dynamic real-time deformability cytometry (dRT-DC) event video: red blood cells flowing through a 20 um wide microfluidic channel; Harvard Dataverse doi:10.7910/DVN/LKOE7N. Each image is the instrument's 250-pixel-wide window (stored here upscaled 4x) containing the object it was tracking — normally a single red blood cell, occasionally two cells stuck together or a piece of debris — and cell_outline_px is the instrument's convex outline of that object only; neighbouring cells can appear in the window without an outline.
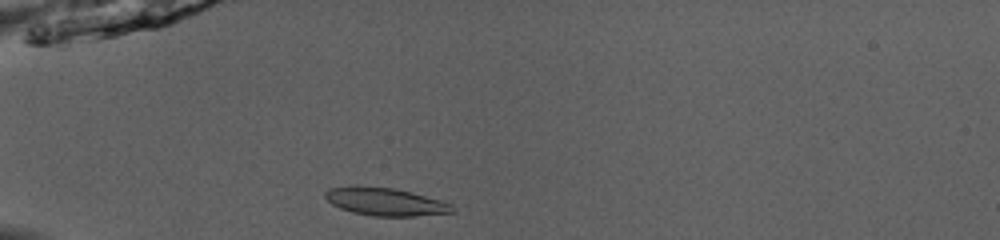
{"species": "common noctule bat (a hibernating species)", "species_latin": "Nyctalus noctula", "temperature_condition": "room temperature", "stored_images_in_passage": 35, "camera_frame_rate_fps": 3000, "um_per_image_px": 0.085, "animal": {"sex": "male", "body_mass_g": 13.0, "forearm_length_mm": 53.1}, "frame": {"image": 1, "passage_image": 1, "time_ms": 0.0, "image_size_px": [1000, 240], "cell_outline_px": [[456, 212], [416, 216], [372, 216], [352, 212], [340, 208], [332, 204], [324, 196], [324, 192], [328, 188], [356, 184], [392, 188], [412, 192], [440, 200], [452, 204], [456, 208]], "centroid_in_image_um": [32.74, 17.13], "position_along_channel_um": 52.3, "area_um2": 21.04}}
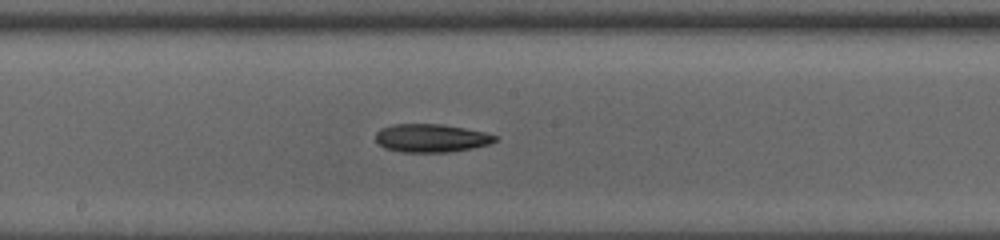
{"frame": {"image": 2, "passage_image": 14, "time_ms": 4.333, "image_size_px": [1000, 240], "cell_outline_px": [[500, 136], [496, 140], [488, 144], [472, 148], [448, 152], [400, 152], [384, 148], [376, 140], [376, 132], [380, 128], [392, 124], [440, 124], [464, 128], [484, 132]], "centroid_in_image_um": [36.63, 11.73], "position_along_channel_um": 211.6, "area_um2": 19.65}}
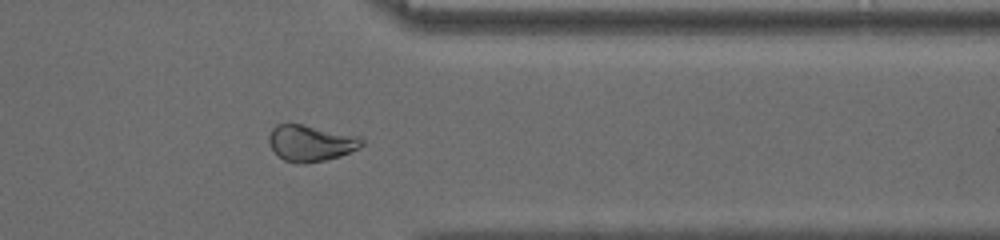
{"frame": {"image": 3, "passage_image": 27, "time_ms": 8.667, "image_size_px": [1000, 240], "cell_outline_px": [[364, 144], [340, 156], [324, 160], [300, 164], [296, 164], [284, 160], [272, 148], [268, 140], [268, 136], [272, 128], [276, 124], [304, 124], [360, 136], [364, 140]], "centroid_in_image_um": [26.4, 12.15], "position_along_channel_um": 385.0, "area_um2": 19.54}, "authors_computed_cell_mechanics": {"area_um2": 20.0566, "velocity_mm_per_s": 4.0683, "shape_relaxation_time_tau1_ms": 2.8245, "shape_relaxation_time_tau2_ms": null, "deformation_change_tau1": 0.0654, "deformation_change_tau2": null}}